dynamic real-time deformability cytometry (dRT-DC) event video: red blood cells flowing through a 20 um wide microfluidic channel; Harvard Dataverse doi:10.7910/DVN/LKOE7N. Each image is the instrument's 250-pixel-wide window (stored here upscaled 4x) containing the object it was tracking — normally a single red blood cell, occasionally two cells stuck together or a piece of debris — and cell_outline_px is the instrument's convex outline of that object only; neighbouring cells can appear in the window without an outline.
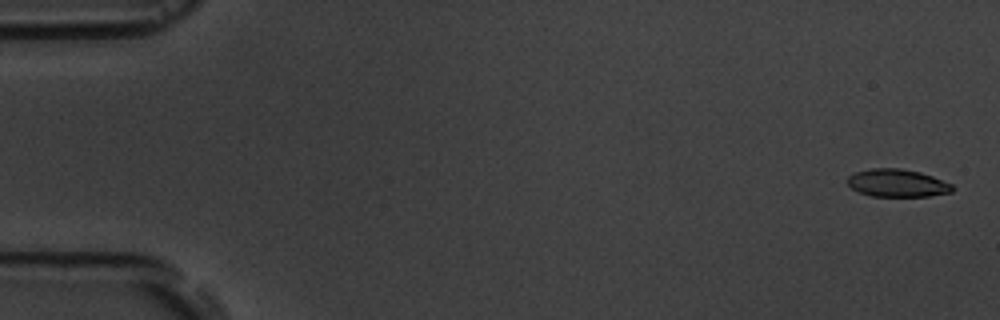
{"species": "common noctule bat (a hibernating species)", "species_latin": "Nyctalus noctula", "temperature_condition": "room temperature", "stored_images_in_passage": 5, "camera_frame_rate_fps": 3000, "um_per_image_px": 0.085, "animal": {"sex": "male", "body_mass_g": 19.5, "forearm_length_mm": 54.6}, "frame": {"image": 1, "passage_image": 1, "time_ms": 0.0, "image_size_px": [1000, 320], "cell_outline_px": [[956, 188], [952, 192], [928, 196], [872, 196], [860, 192], [852, 188], [848, 184], [848, 176], [856, 172], [872, 168], [900, 168], [920, 172], [932, 176], [952, 184]], "centroid_in_image_um": [76.3, 15.56], "position_along_channel_um": 8.7, "area_um2": 16.88}}
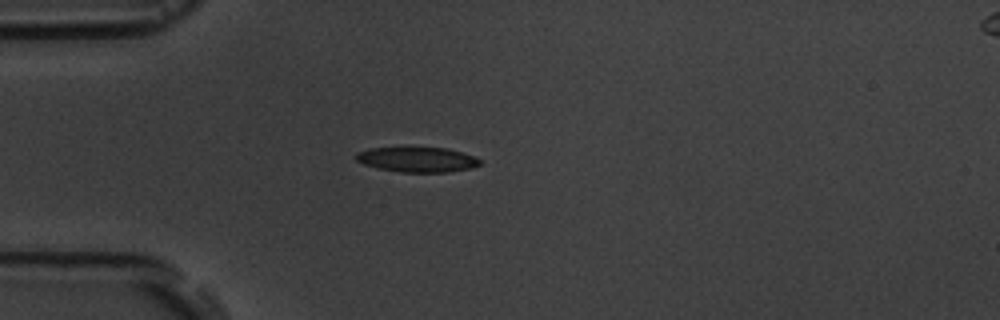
{"frame": {"image": 2, "passage_image": 5, "time_ms": 4.667, "image_size_px": [1000, 320], "cell_outline_px": [[480, 164], [472, 168], [448, 172], [400, 172], [376, 168], [364, 164], [356, 160], [356, 152], [368, 148], [408, 144], [448, 148], [476, 156], [480, 160]], "centroid_in_image_um": [35.43, 13.5], "position_along_channel_um": 49.6, "area_um2": 19.25}}